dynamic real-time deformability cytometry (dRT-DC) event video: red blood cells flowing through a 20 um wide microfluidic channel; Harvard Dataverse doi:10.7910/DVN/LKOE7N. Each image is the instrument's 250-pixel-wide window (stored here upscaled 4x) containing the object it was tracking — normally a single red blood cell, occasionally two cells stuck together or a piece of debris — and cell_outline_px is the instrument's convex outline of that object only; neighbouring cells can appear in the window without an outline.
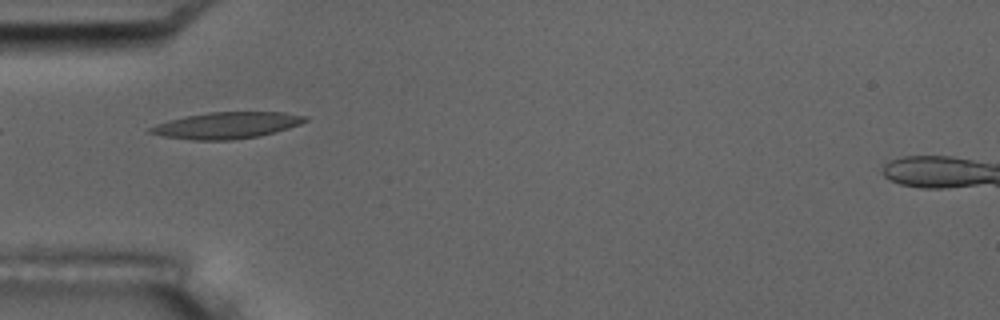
{"species": "common noctule bat (a hibernating species)", "species_latin": "Nyctalus noctula", "temperature_condition": "room temperature", "stored_images_in_passage": 4, "camera_frame_rate_fps": 3000, "um_per_image_px": 0.085, "animal": {"sex": "male", "body_mass_g": 17.5, "forearm_length_mm": 52.3}, "frame": {"image": 1, "passage_image": 1, "time_ms": 0.0, "image_size_px": [1000, 320], "cell_outline_px": [[308, 120], [300, 124], [276, 132], [260, 136], [232, 140], [192, 140], [160, 136], [148, 132], [148, 128], [156, 124], [168, 120], [184, 116], [208, 112], [284, 112], [308, 116]], "centroid_in_image_um": [19.25, 10.65], "position_along_channel_um": 65.7, "area_um2": 24.1}}